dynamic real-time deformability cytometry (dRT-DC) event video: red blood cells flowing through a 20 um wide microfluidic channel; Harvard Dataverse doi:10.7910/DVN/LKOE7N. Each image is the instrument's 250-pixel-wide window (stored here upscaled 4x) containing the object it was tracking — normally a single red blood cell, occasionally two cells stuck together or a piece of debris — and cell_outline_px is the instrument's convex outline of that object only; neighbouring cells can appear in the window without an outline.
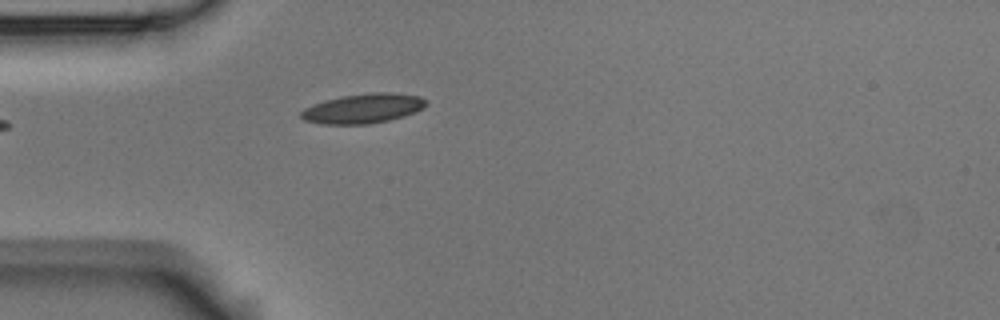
{"species": "Egyptian fruit bat (a non-hibernating species)", "species_latin": "Rousettus aegyptiacus", "temperature_condition": "room temperature", "stored_images_in_passage": 4, "camera_frame_rate_fps": 3000, "um_per_image_px": 0.085, "animal": {"sex": "male"}, "frame": {"image": 1, "passage_image": 4, "time_ms": 1.0, "image_size_px": [1000, 320], "cell_outline_px": [[428, 104], [424, 108], [416, 112], [404, 116], [388, 120], [368, 124], [320, 124], [304, 120], [300, 116], [300, 112], [304, 108], [324, 100], [344, 96], [372, 92], [388, 92], [420, 96], [428, 100]], "centroid_in_image_um": [30.89, 9.22], "position_along_channel_um": 54.1, "area_um2": 21.68}}